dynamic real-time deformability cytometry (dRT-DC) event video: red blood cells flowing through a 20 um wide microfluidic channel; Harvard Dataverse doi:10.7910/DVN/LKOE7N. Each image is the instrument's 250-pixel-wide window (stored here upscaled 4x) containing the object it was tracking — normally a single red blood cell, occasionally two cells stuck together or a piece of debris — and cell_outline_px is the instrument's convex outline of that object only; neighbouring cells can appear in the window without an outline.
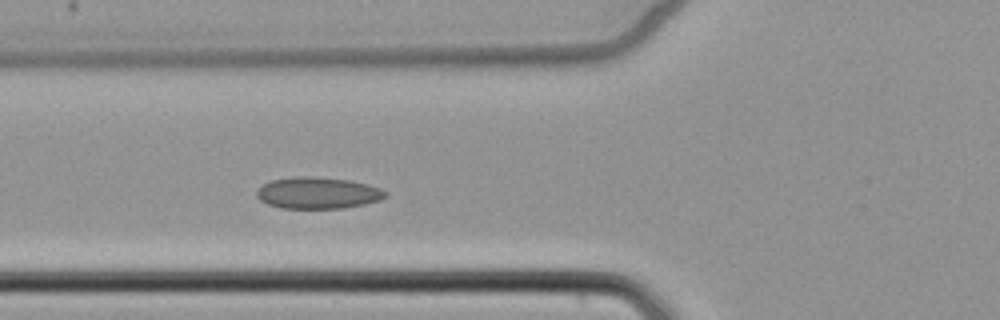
{"species": "common noctule bat (a hibernating species)", "species_latin": "Nyctalus noctula", "temperature_condition": "cold", "stored_images_in_passage": 5, "camera_frame_rate_fps": 3000, "um_per_image_px": 0.085, "animal": {"sex": "female", "body_mass_g": 22.7, "forearm_length_mm": 54.2}, "frame": {"image": 1, "passage_image": 5, "time_ms": 4.667, "image_size_px": [1000, 320], "cell_outline_px": [[388, 196], [380, 200], [364, 204], [344, 208], [280, 208], [268, 204], [260, 200], [256, 196], [256, 192], [264, 184], [272, 180], [296, 176], [304, 176], [348, 180], [380, 188], [388, 192]], "centroid_in_image_um": [27.02, 16.41], "position_along_channel_um": 98.8, "area_um2": 23.47}}